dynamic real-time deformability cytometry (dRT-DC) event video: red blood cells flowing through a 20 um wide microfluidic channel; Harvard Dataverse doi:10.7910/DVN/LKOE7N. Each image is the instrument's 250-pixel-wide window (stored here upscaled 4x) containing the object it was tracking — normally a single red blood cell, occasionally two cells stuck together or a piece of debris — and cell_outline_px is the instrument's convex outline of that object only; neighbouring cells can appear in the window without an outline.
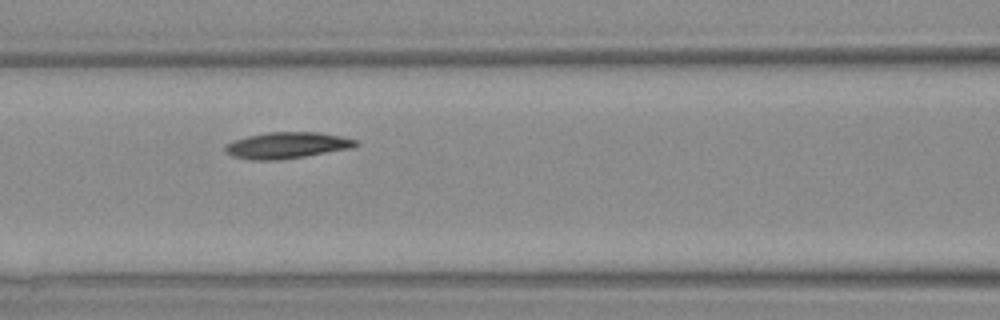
{"species": "Egyptian fruit bat (a non-hibernating species)", "species_latin": "Rousettus aegyptiacus", "temperature_condition": "warm", "stored_images_in_passage": 7, "camera_frame_rate_fps": 3000, "um_per_image_px": 0.085, "animal": {"sex": "female"}, "frame": {"image": 1, "passage_image": 6, "time_ms": 6.333, "image_size_px": [1000, 320], "cell_outline_px": [[360, 144], [352, 148], [280, 160], [252, 160], [232, 156], [224, 152], [224, 144], [232, 140], [248, 136], [268, 132], [316, 132], [340, 136], [356, 140]], "centroid_in_image_um": [24.34, 12.35], "position_along_channel_um": 142.3, "area_um2": 20.06}}